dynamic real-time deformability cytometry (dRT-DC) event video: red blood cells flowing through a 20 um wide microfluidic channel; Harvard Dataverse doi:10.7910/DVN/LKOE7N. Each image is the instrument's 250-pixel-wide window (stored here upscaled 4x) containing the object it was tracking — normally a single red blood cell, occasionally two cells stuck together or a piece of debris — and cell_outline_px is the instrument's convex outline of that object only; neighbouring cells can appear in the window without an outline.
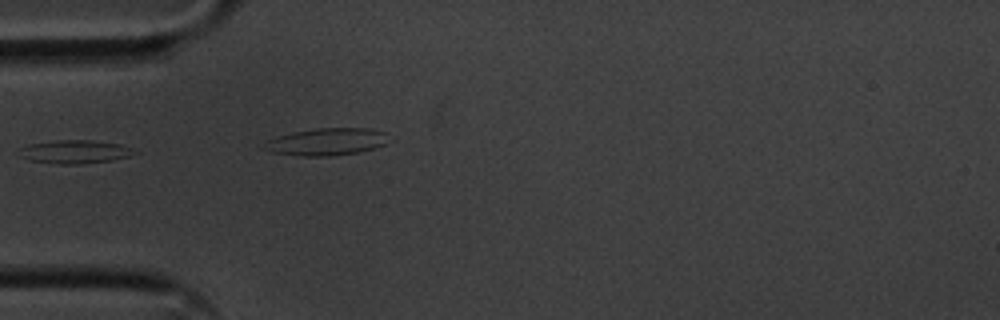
{"species": "common noctule bat (a hibernating species)", "species_latin": "Nyctalus noctula", "temperature_condition": "cold", "stored_images_in_passage": 25, "camera_frame_rate_fps": 3000, "um_per_image_px": 0.085, "animal": {"sex": "male", "body_mass_g": 20.1, "forearm_length_mm": 53.5}, "frame": {"image": 1, "passage_image": 1, "time_ms": 0.0, "image_size_px": [1000, 320], "cell_outline_px": [[140, 152], [132, 156], [112, 160], [80, 164], [56, 164], [28, 160], [20, 156], [20, 148], [28, 144], [56, 140], [92, 140], [120, 144], [132, 148]], "centroid_in_image_um": [6.4, 12.9], "position_along_channel_um": 78.6, "area_um2": 15.9}}